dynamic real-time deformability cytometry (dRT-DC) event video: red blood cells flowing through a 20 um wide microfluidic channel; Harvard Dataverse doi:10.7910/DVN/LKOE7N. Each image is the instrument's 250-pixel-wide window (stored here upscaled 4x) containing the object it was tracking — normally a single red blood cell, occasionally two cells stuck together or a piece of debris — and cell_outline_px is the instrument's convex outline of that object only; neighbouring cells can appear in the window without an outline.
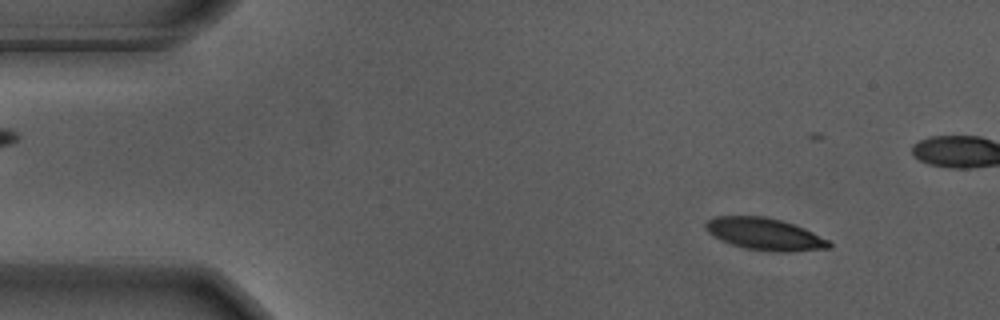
{"species": "Egyptian fruit bat (a non-hibernating species)", "species_latin": "Rousettus aegyptiacus", "temperature_condition": "warm", "stored_images_in_passage": 18, "camera_frame_rate_fps": 3000, "um_per_image_px": 0.085, "animal": {"sex": "male"}, "frame": {"image": 1, "passage_image": 6, "time_ms": 1.667, "image_size_px": [1000, 320], "cell_outline_px": [[832, 248], [788, 252], [776, 252], [744, 248], [720, 240], [712, 236], [704, 228], [704, 224], [712, 216], [764, 216], [780, 220], [804, 228], [828, 240], [832, 244]], "centroid_in_image_um": [64.97, 19.9], "position_along_channel_um": 20.0, "area_um2": 23.12}}